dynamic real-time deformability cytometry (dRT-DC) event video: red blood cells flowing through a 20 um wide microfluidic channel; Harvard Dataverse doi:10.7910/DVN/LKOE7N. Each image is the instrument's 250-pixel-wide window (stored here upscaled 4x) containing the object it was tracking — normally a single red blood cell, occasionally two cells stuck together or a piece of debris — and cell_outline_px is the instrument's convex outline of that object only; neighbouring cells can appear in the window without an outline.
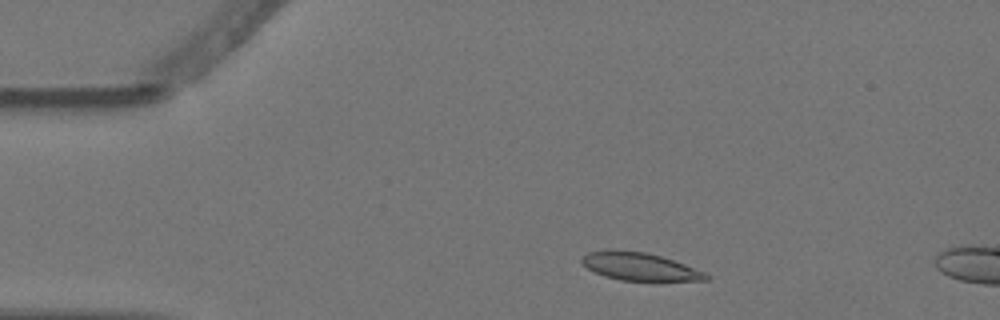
{"species": "Egyptian fruit bat (a non-hibernating species)", "species_latin": "Rousettus aegyptiacus", "temperature_condition": "warm", "stored_images_in_passage": 4, "camera_frame_rate_fps": 3000, "um_per_image_px": 0.085, "animal": {"sex": "female"}, "frame": {"image": 1, "passage_image": 1, "time_ms": 0.0, "image_size_px": [1000, 320], "cell_outline_px": [[712, 276], [708, 280], [620, 280], [604, 276], [588, 268], [580, 260], [580, 256], [588, 252], [608, 248], [644, 252], [660, 256], [684, 264], [704, 272]], "centroid_in_image_um": [54.31, 22.63], "position_along_channel_um": 30.7, "area_um2": 20.06}}